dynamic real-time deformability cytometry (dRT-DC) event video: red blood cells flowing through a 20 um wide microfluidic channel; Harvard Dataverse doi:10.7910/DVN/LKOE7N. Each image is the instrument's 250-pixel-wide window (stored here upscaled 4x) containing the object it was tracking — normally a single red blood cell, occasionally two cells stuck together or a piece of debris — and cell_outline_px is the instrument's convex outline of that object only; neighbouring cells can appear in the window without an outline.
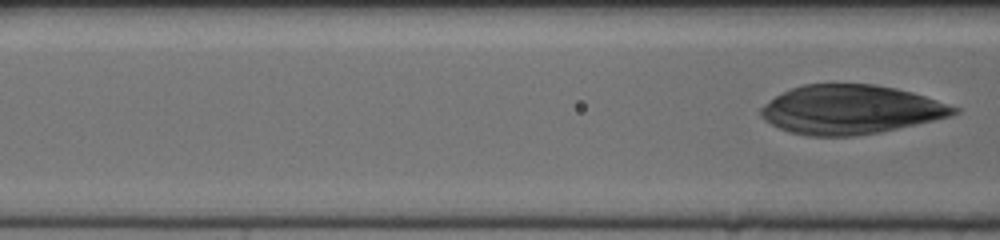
{"species": "human", "species_latin": "Homo sapiens", "temperature_condition": "cold", "stored_images_in_passage": 15, "segment_of_instrument_passage": [2, 2], "camera_frame_rate_fps": 3000, "um_per_image_px": 0.085, "donor": {"sex": "female"}, "frame": {"image": 1, "passage_image": 15, "time_ms": 4.667, "image_size_px": [1000, 240], "cell_outline_px": [[960, 112], [948, 116], [916, 124], [880, 132], [856, 136], [808, 136], [788, 132], [764, 120], [760, 116], [760, 108], [764, 104], [776, 96], [792, 88], [804, 84], [876, 84], [896, 88], [912, 92], [960, 108]], "centroid_in_image_um": [72.27, 9.32], "position_along_channel_um": 94.3, "area_um2": 54.91}}